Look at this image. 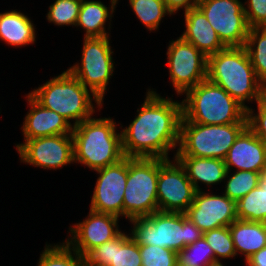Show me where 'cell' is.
Returning <instances> with one entry per match:
<instances>
[{
    "label": "cell",
    "mask_w": 266,
    "mask_h": 266,
    "mask_svg": "<svg viewBox=\"0 0 266 266\" xmlns=\"http://www.w3.org/2000/svg\"><path fill=\"white\" fill-rule=\"evenodd\" d=\"M137 112L128 127L121 130L124 157L169 159V151L179 146L182 102L148 89Z\"/></svg>",
    "instance_id": "cell-1"
},
{
    "label": "cell",
    "mask_w": 266,
    "mask_h": 266,
    "mask_svg": "<svg viewBox=\"0 0 266 266\" xmlns=\"http://www.w3.org/2000/svg\"><path fill=\"white\" fill-rule=\"evenodd\" d=\"M207 78L222 87L246 110L245 102L265 98V86L258 80L246 48L226 47L208 57Z\"/></svg>",
    "instance_id": "cell-2"
},
{
    "label": "cell",
    "mask_w": 266,
    "mask_h": 266,
    "mask_svg": "<svg viewBox=\"0 0 266 266\" xmlns=\"http://www.w3.org/2000/svg\"><path fill=\"white\" fill-rule=\"evenodd\" d=\"M111 117H90L73 127L74 162L93 171L118 163L124 158L121 131Z\"/></svg>",
    "instance_id": "cell-3"
},
{
    "label": "cell",
    "mask_w": 266,
    "mask_h": 266,
    "mask_svg": "<svg viewBox=\"0 0 266 266\" xmlns=\"http://www.w3.org/2000/svg\"><path fill=\"white\" fill-rule=\"evenodd\" d=\"M91 93V94H90ZM43 107L63 116L73 126L92 117L96 108H102V102L86 88L68 70L48 80L44 85L29 92ZM93 97V98H92Z\"/></svg>",
    "instance_id": "cell-4"
},
{
    "label": "cell",
    "mask_w": 266,
    "mask_h": 266,
    "mask_svg": "<svg viewBox=\"0 0 266 266\" xmlns=\"http://www.w3.org/2000/svg\"><path fill=\"white\" fill-rule=\"evenodd\" d=\"M184 94L182 115L189 122L206 125L248 123L247 110L208 78Z\"/></svg>",
    "instance_id": "cell-5"
},
{
    "label": "cell",
    "mask_w": 266,
    "mask_h": 266,
    "mask_svg": "<svg viewBox=\"0 0 266 266\" xmlns=\"http://www.w3.org/2000/svg\"><path fill=\"white\" fill-rule=\"evenodd\" d=\"M129 221L133 224L130 236L138 245H155L178 253L203 237V232L185 213L157 211Z\"/></svg>",
    "instance_id": "cell-6"
},
{
    "label": "cell",
    "mask_w": 266,
    "mask_h": 266,
    "mask_svg": "<svg viewBox=\"0 0 266 266\" xmlns=\"http://www.w3.org/2000/svg\"><path fill=\"white\" fill-rule=\"evenodd\" d=\"M248 123L206 125L187 121L180 123V141L173 156L207 157L224 160L230 147Z\"/></svg>",
    "instance_id": "cell-7"
},
{
    "label": "cell",
    "mask_w": 266,
    "mask_h": 266,
    "mask_svg": "<svg viewBox=\"0 0 266 266\" xmlns=\"http://www.w3.org/2000/svg\"><path fill=\"white\" fill-rule=\"evenodd\" d=\"M158 158L128 157V177L123 217H147L159 211L157 200Z\"/></svg>",
    "instance_id": "cell-8"
},
{
    "label": "cell",
    "mask_w": 266,
    "mask_h": 266,
    "mask_svg": "<svg viewBox=\"0 0 266 266\" xmlns=\"http://www.w3.org/2000/svg\"><path fill=\"white\" fill-rule=\"evenodd\" d=\"M110 37L84 38L81 63L67 70L103 102L114 72Z\"/></svg>",
    "instance_id": "cell-9"
},
{
    "label": "cell",
    "mask_w": 266,
    "mask_h": 266,
    "mask_svg": "<svg viewBox=\"0 0 266 266\" xmlns=\"http://www.w3.org/2000/svg\"><path fill=\"white\" fill-rule=\"evenodd\" d=\"M197 7L226 47H243L249 25L240 0H198Z\"/></svg>",
    "instance_id": "cell-10"
},
{
    "label": "cell",
    "mask_w": 266,
    "mask_h": 266,
    "mask_svg": "<svg viewBox=\"0 0 266 266\" xmlns=\"http://www.w3.org/2000/svg\"><path fill=\"white\" fill-rule=\"evenodd\" d=\"M196 190L184 167L173 158H158L157 200L163 212L185 213L193 203Z\"/></svg>",
    "instance_id": "cell-11"
},
{
    "label": "cell",
    "mask_w": 266,
    "mask_h": 266,
    "mask_svg": "<svg viewBox=\"0 0 266 266\" xmlns=\"http://www.w3.org/2000/svg\"><path fill=\"white\" fill-rule=\"evenodd\" d=\"M169 43L166 54L171 84L177 95H183L207 78L208 57L180 36Z\"/></svg>",
    "instance_id": "cell-12"
},
{
    "label": "cell",
    "mask_w": 266,
    "mask_h": 266,
    "mask_svg": "<svg viewBox=\"0 0 266 266\" xmlns=\"http://www.w3.org/2000/svg\"><path fill=\"white\" fill-rule=\"evenodd\" d=\"M15 147L20 162L34 167L56 170L74 162L72 134L24 140Z\"/></svg>",
    "instance_id": "cell-13"
},
{
    "label": "cell",
    "mask_w": 266,
    "mask_h": 266,
    "mask_svg": "<svg viewBox=\"0 0 266 266\" xmlns=\"http://www.w3.org/2000/svg\"><path fill=\"white\" fill-rule=\"evenodd\" d=\"M95 172L99 177L93 191L90 210L122 217L128 177V157Z\"/></svg>",
    "instance_id": "cell-14"
},
{
    "label": "cell",
    "mask_w": 266,
    "mask_h": 266,
    "mask_svg": "<svg viewBox=\"0 0 266 266\" xmlns=\"http://www.w3.org/2000/svg\"><path fill=\"white\" fill-rule=\"evenodd\" d=\"M186 216L204 233L229 225L238 219L236 201L226 195L196 191Z\"/></svg>",
    "instance_id": "cell-15"
},
{
    "label": "cell",
    "mask_w": 266,
    "mask_h": 266,
    "mask_svg": "<svg viewBox=\"0 0 266 266\" xmlns=\"http://www.w3.org/2000/svg\"><path fill=\"white\" fill-rule=\"evenodd\" d=\"M119 217L89 210V215L82 222L69 228L71 237L65 242L78 254L85 257L92 249L116 238L119 229Z\"/></svg>",
    "instance_id": "cell-16"
},
{
    "label": "cell",
    "mask_w": 266,
    "mask_h": 266,
    "mask_svg": "<svg viewBox=\"0 0 266 266\" xmlns=\"http://www.w3.org/2000/svg\"><path fill=\"white\" fill-rule=\"evenodd\" d=\"M86 266H142L139 245L129 234L121 232L116 238L92 249L85 256Z\"/></svg>",
    "instance_id": "cell-17"
},
{
    "label": "cell",
    "mask_w": 266,
    "mask_h": 266,
    "mask_svg": "<svg viewBox=\"0 0 266 266\" xmlns=\"http://www.w3.org/2000/svg\"><path fill=\"white\" fill-rule=\"evenodd\" d=\"M227 170L253 171L262 174L266 167V146L247 126L230 147L224 159Z\"/></svg>",
    "instance_id": "cell-18"
},
{
    "label": "cell",
    "mask_w": 266,
    "mask_h": 266,
    "mask_svg": "<svg viewBox=\"0 0 266 266\" xmlns=\"http://www.w3.org/2000/svg\"><path fill=\"white\" fill-rule=\"evenodd\" d=\"M30 107L21 128L24 140L63 134H72L73 124L55 111L40 105L29 93L26 96Z\"/></svg>",
    "instance_id": "cell-19"
},
{
    "label": "cell",
    "mask_w": 266,
    "mask_h": 266,
    "mask_svg": "<svg viewBox=\"0 0 266 266\" xmlns=\"http://www.w3.org/2000/svg\"><path fill=\"white\" fill-rule=\"evenodd\" d=\"M184 19L186 27L180 37L194 45L206 57L226 48L198 7L185 11Z\"/></svg>",
    "instance_id": "cell-20"
},
{
    "label": "cell",
    "mask_w": 266,
    "mask_h": 266,
    "mask_svg": "<svg viewBox=\"0 0 266 266\" xmlns=\"http://www.w3.org/2000/svg\"><path fill=\"white\" fill-rule=\"evenodd\" d=\"M184 167L196 191H202L198 183L208 186L221 183L227 174L224 160L207 157L175 156Z\"/></svg>",
    "instance_id": "cell-21"
},
{
    "label": "cell",
    "mask_w": 266,
    "mask_h": 266,
    "mask_svg": "<svg viewBox=\"0 0 266 266\" xmlns=\"http://www.w3.org/2000/svg\"><path fill=\"white\" fill-rule=\"evenodd\" d=\"M31 19L20 11L0 13V40L17 48L36 42V28Z\"/></svg>",
    "instance_id": "cell-22"
},
{
    "label": "cell",
    "mask_w": 266,
    "mask_h": 266,
    "mask_svg": "<svg viewBox=\"0 0 266 266\" xmlns=\"http://www.w3.org/2000/svg\"><path fill=\"white\" fill-rule=\"evenodd\" d=\"M229 230L236 254H242L245 261L266 247V223L237 219L229 225Z\"/></svg>",
    "instance_id": "cell-23"
},
{
    "label": "cell",
    "mask_w": 266,
    "mask_h": 266,
    "mask_svg": "<svg viewBox=\"0 0 266 266\" xmlns=\"http://www.w3.org/2000/svg\"><path fill=\"white\" fill-rule=\"evenodd\" d=\"M111 7H107L103 2L82 0L76 27L84 29V38L107 37L110 34L105 29V23L112 19L118 0H110Z\"/></svg>",
    "instance_id": "cell-24"
},
{
    "label": "cell",
    "mask_w": 266,
    "mask_h": 266,
    "mask_svg": "<svg viewBox=\"0 0 266 266\" xmlns=\"http://www.w3.org/2000/svg\"><path fill=\"white\" fill-rule=\"evenodd\" d=\"M238 220L266 223V182L259 185L236 202Z\"/></svg>",
    "instance_id": "cell-25"
},
{
    "label": "cell",
    "mask_w": 266,
    "mask_h": 266,
    "mask_svg": "<svg viewBox=\"0 0 266 266\" xmlns=\"http://www.w3.org/2000/svg\"><path fill=\"white\" fill-rule=\"evenodd\" d=\"M258 80L266 87V27H252L244 46Z\"/></svg>",
    "instance_id": "cell-26"
},
{
    "label": "cell",
    "mask_w": 266,
    "mask_h": 266,
    "mask_svg": "<svg viewBox=\"0 0 266 266\" xmlns=\"http://www.w3.org/2000/svg\"><path fill=\"white\" fill-rule=\"evenodd\" d=\"M63 242L59 245L46 244L40 254L38 266H86L85 257Z\"/></svg>",
    "instance_id": "cell-27"
},
{
    "label": "cell",
    "mask_w": 266,
    "mask_h": 266,
    "mask_svg": "<svg viewBox=\"0 0 266 266\" xmlns=\"http://www.w3.org/2000/svg\"><path fill=\"white\" fill-rule=\"evenodd\" d=\"M129 3L137 18L150 32L159 29L166 14L172 15L163 0H129Z\"/></svg>",
    "instance_id": "cell-28"
},
{
    "label": "cell",
    "mask_w": 266,
    "mask_h": 266,
    "mask_svg": "<svg viewBox=\"0 0 266 266\" xmlns=\"http://www.w3.org/2000/svg\"><path fill=\"white\" fill-rule=\"evenodd\" d=\"M229 173H231V171L228 170L224 179L228 181L223 193L236 202L248 194L252 189L256 188L259 185V180L261 178L259 172L248 170H236V172L231 175H229Z\"/></svg>",
    "instance_id": "cell-29"
},
{
    "label": "cell",
    "mask_w": 266,
    "mask_h": 266,
    "mask_svg": "<svg viewBox=\"0 0 266 266\" xmlns=\"http://www.w3.org/2000/svg\"><path fill=\"white\" fill-rule=\"evenodd\" d=\"M177 260L184 266H208L216 262L214 252L204 237L180 250Z\"/></svg>",
    "instance_id": "cell-30"
},
{
    "label": "cell",
    "mask_w": 266,
    "mask_h": 266,
    "mask_svg": "<svg viewBox=\"0 0 266 266\" xmlns=\"http://www.w3.org/2000/svg\"><path fill=\"white\" fill-rule=\"evenodd\" d=\"M82 0H56L49 6L47 20L57 26H76Z\"/></svg>",
    "instance_id": "cell-31"
},
{
    "label": "cell",
    "mask_w": 266,
    "mask_h": 266,
    "mask_svg": "<svg viewBox=\"0 0 266 266\" xmlns=\"http://www.w3.org/2000/svg\"><path fill=\"white\" fill-rule=\"evenodd\" d=\"M203 237L212 248L216 262L237 256L229 227L204 232Z\"/></svg>",
    "instance_id": "cell-32"
},
{
    "label": "cell",
    "mask_w": 266,
    "mask_h": 266,
    "mask_svg": "<svg viewBox=\"0 0 266 266\" xmlns=\"http://www.w3.org/2000/svg\"><path fill=\"white\" fill-rule=\"evenodd\" d=\"M142 266H176L177 253L155 245H139Z\"/></svg>",
    "instance_id": "cell-33"
},
{
    "label": "cell",
    "mask_w": 266,
    "mask_h": 266,
    "mask_svg": "<svg viewBox=\"0 0 266 266\" xmlns=\"http://www.w3.org/2000/svg\"><path fill=\"white\" fill-rule=\"evenodd\" d=\"M257 112L251 107L247 109L248 127L266 146V97L257 102Z\"/></svg>",
    "instance_id": "cell-34"
},
{
    "label": "cell",
    "mask_w": 266,
    "mask_h": 266,
    "mask_svg": "<svg viewBox=\"0 0 266 266\" xmlns=\"http://www.w3.org/2000/svg\"><path fill=\"white\" fill-rule=\"evenodd\" d=\"M245 3L244 11L249 27H266V0H247Z\"/></svg>",
    "instance_id": "cell-35"
},
{
    "label": "cell",
    "mask_w": 266,
    "mask_h": 266,
    "mask_svg": "<svg viewBox=\"0 0 266 266\" xmlns=\"http://www.w3.org/2000/svg\"><path fill=\"white\" fill-rule=\"evenodd\" d=\"M167 9L172 13H177L181 8L188 11L197 7L198 0H163Z\"/></svg>",
    "instance_id": "cell-36"
},
{
    "label": "cell",
    "mask_w": 266,
    "mask_h": 266,
    "mask_svg": "<svg viewBox=\"0 0 266 266\" xmlns=\"http://www.w3.org/2000/svg\"><path fill=\"white\" fill-rule=\"evenodd\" d=\"M247 266H266V247L253 254L246 260Z\"/></svg>",
    "instance_id": "cell-37"
},
{
    "label": "cell",
    "mask_w": 266,
    "mask_h": 266,
    "mask_svg": "<svg viewBox=\"0 0 266 266\" xmlns=\"http://www.w3.org/2000/svg\"><path fill=\"white\" fill-rule=\"evenodd\" d=\"M261 178L266 182V167L261 174Z\"/></svg>",
    "instance_id": "cell-38"
},
{
    "label": "cell",
    "mask_w": 266,
    "mask_h": 266,
    "mask_svg": "<svg viewBox=\"0 0 266 266\" xmlns=\"http://www.w3.org/2000/svg\"><path fill=\"white\" fill-rule=\"evenodd\" d=\"M208 266H224V265H223V263H221V261H220V262L212 263V264H210V265H208Z\"/></svg>",
    "instance_id": "cell-39"
},
{
    "label": "cell",
    "mask_w": 266,
    "mask_h": 266,
    "mask_svg": "<svg viewBox=\"0 0 266 266\" xmlns=\"http://www.w3.org/2000/svg\"><path fill=\"white\" fill-rule=\"evenodd\" d=\"M176 266H184V265H182V264H180V263L177 262L176 263Z\"/></svg>",
    "instance_id": "cell-40"
}]
</instances>
